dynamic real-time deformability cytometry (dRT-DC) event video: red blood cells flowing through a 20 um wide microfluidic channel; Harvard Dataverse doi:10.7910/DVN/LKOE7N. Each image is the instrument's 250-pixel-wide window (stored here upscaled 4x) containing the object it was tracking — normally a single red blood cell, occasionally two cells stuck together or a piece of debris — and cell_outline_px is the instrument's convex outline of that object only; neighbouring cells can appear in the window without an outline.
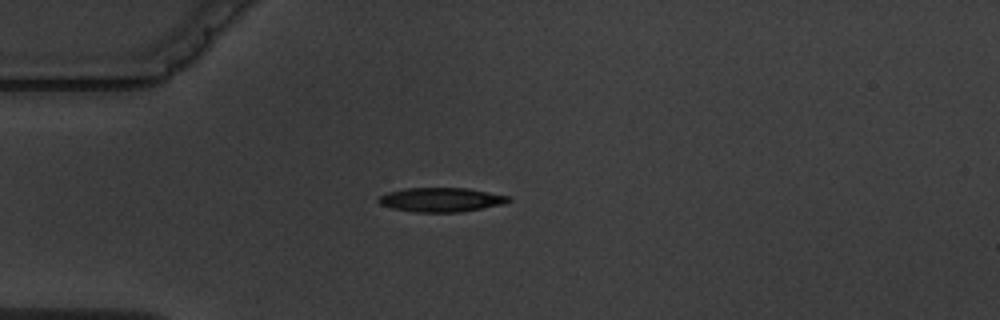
{"species": "common noctule bat (a hibernating species)", "species_latin": "Nyctalus noctula", "temperature_condition": "warm", "stored_images_in_passage": 7, "camera_frame_rate_fps": 3000, "um_per_image_px": 0.085, "animal": {"sex": "male", "body_mass_g": 19.5, "forearm_length_mm": 54.6}, "frame": {"image": 1, "passage_image": 2, "time_ms": 5.0, "image_size_px": [1000, 320], "cell_outline_px": [[512, 200], [508, 204], [460, 212], [416, 212], [392, 208], [380, 204], [376, 200], [380, 196], [388, 192], [408, 188], [468, 188], [512, 196]], "centroid_in_image_um": [37.58, 16.98], "position_along_channel_um": 47.4, "area_um2": 18.55}}
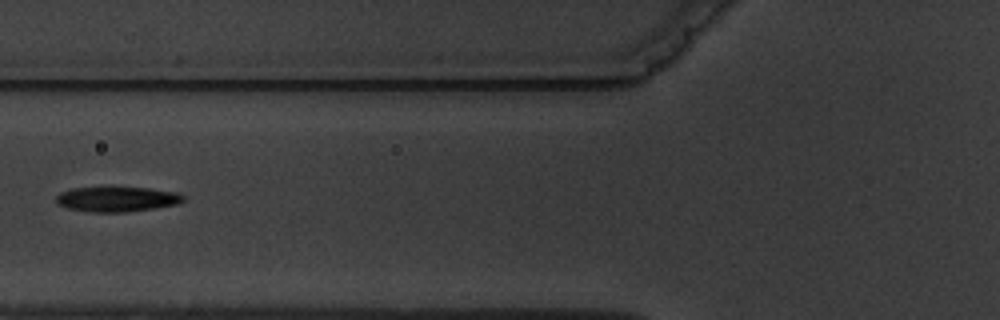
{"frame": {"image": 2, "passage_image": 4, "time_ms": 7.333, "image_size_px": [1000, 320], "cell_outline_px": [[184, 200], [180, 204], [128, 212], [88, 212], [68, 208], [56, 204], [56, 196], [60, 192], [72, 188], [112, 184], [148, 188], [176, 192], [184, 196]], "centroid_in_image_um": [9.9, 16.88], "position_along_channel_um": 115.9, "area_um2": 19.59}}